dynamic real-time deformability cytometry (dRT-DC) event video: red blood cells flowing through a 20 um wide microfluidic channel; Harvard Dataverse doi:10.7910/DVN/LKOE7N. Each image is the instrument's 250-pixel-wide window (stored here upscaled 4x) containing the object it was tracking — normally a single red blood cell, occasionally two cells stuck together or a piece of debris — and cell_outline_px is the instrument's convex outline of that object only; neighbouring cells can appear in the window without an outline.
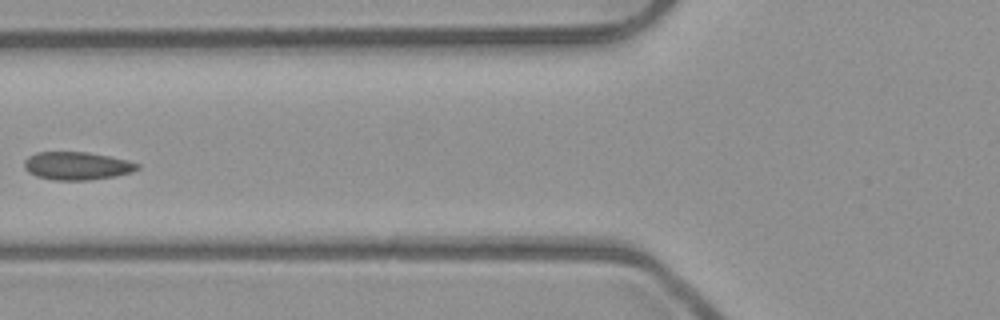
{"species": "common noctule bat (a hibernating species)", "species_latin": "Nyctalus noctula", "temperature_condition": "room temperature", "stored_images_in_passage": 7, "camera_frame_rate_fps": 3000, "um_per_image_px": 0.085, "animal": {"sex": "male", "body_mass_g": 23.1, "forearm_length_mm": 52.7}, "frame": {"image": 1, "passage_image": 7, "time_ms": 2.0, "image_size_px": [1000, 320], "cell_outline_px": [[140, 168], [132, 172], [116, 176], [88, 180], [52, 180], [36, 176], [28, 172], [24, 168], [24, 160], [28, 156], [36, 152], [88, 152], [128, 160], [140, 164]], "centroid_in_image_um": [6.53, 14.1], "position_along_channel_um": 119.3, "area_um2": 18.61}}